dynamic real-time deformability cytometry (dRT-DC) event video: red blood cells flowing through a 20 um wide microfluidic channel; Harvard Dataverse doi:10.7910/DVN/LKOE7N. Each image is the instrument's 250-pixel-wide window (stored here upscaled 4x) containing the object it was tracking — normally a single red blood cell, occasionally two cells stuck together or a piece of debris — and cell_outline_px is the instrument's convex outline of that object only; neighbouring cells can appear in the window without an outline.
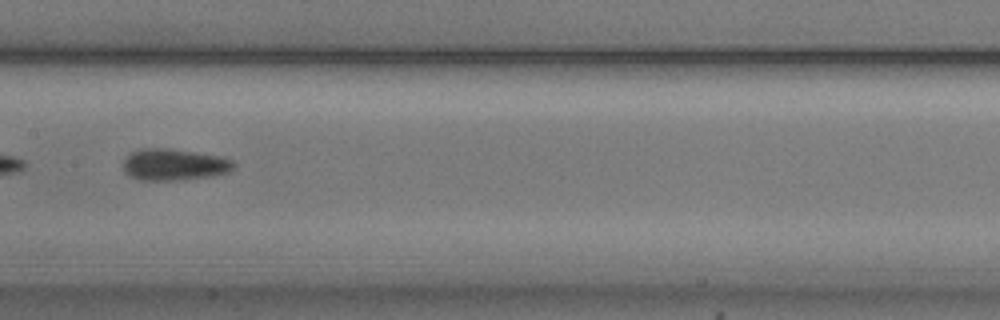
{"species": "common noctule bat (a hibernating species)", "species_latin": "Nyctalus noctula", "temperature_condition": "cold", "stored_images_in_passage": 26, "camera_frame_rate_fps": 3000, "um_per_image_px": 0.085, "animal": {"sex": "male", "body_mass_g": 20.5, "forearm_length_mm": 52.5}, "frame": {"image": 1, "passage_image": 17, "time_ms": 5.333, "image_size_px": [1000, 320], "cell_outline_px": [[236, 168], [228, 172], [212, 176], [172, 180], [140, 180], [128, 176], [124, 172], [124, 160], [128, 152], [136, 148], [172, 148], [220, 156], [232, 160], [236, 164]], "centroid_in_image_um": [14.77, 13.97], "position_along_channel_um": 192.6, "area_um2": 20.69}}